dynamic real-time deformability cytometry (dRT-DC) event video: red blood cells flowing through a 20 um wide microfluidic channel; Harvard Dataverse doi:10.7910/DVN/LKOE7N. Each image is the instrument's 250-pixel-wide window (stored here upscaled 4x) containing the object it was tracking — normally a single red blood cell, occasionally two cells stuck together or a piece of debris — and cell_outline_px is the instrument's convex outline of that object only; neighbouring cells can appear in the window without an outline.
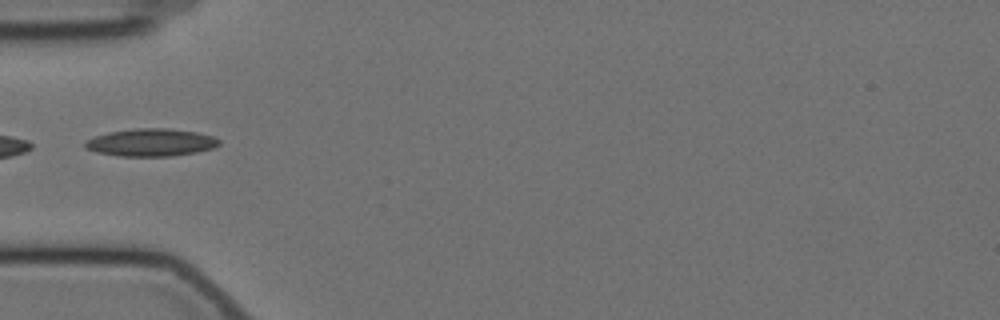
{"species": "Egyptian fruit bat (a non-hibernating species)", "species_latin": "Rousettus aegyptiacus", "temperature_condition": "cold", "stored_images_in_passage": 38, "camera_frame_rate_fps": 3000, "um_per_image_px": 0.085, "animal": {"sex": "female"}, "frame": {"image": 1, "passage_image": 1, "time_ms": 0.0, "image_size_px": [1000, 320], "cell_outline_px": [[220, 144], [212, 148], [196, 152], [172, 156], [120, 156], [96, 152], [84, 148], [84, 140], [108, 132], [136, 128], [168, 128], [196, 132], [212, 136], [220, 140]], "centroid_in_image_um": [12.8, 12.11], "position_along_channel_um": 72.2, "area_um2": 21.56}}